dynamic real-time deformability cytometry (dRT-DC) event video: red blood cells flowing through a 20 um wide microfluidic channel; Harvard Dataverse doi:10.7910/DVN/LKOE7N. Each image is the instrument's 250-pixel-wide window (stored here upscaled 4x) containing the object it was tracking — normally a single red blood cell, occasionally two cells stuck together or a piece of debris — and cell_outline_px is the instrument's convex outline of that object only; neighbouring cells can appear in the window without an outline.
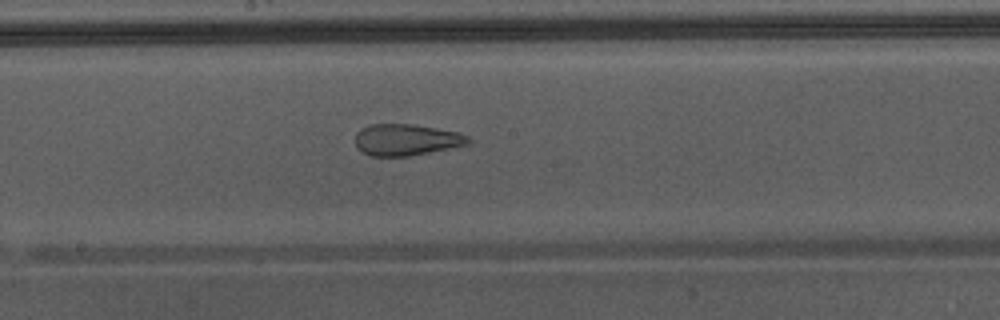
{"species": "Egyptian fruit bat (a non-hibernating species)", "species_latin": "Rousettus aegyptiacus", "temperature_condition": "warm", "stored_images_in_passage": 36, "camera_frame_rate_fps": 3000, "um_per_image_px": 0.085, "animal": {"sex": "male"}, "frame": {"image": 1, "passage_image": 16, "time_ms": 5.0, "image_size_px": [1000, 320], "cell_outline_px": [[472, 140], [468, 144], [408, 156], [368, 156], [356, 148], [356, 132], [360, 128], [368, 124], [412, 124], [436, 128], [456, 132], [468, 136]], "centroid_in_image_um": [34.47, 11.87], "position_along_channel_um": 213.7, "area_um2": 20.69}, "authors_computed_cell_mechanics": {"area_um2": 25.6054, "velocity_mm_per_s": 4.4319, "shape_relaxation_time_tau1_ms": null, "shape_relaxation_time_tau2_ms": 1.1158, "deformation_change_tau1": null, "deformation_change_tau2": 0.1003}}